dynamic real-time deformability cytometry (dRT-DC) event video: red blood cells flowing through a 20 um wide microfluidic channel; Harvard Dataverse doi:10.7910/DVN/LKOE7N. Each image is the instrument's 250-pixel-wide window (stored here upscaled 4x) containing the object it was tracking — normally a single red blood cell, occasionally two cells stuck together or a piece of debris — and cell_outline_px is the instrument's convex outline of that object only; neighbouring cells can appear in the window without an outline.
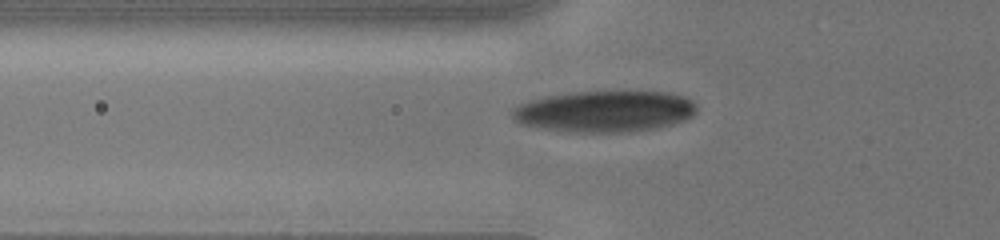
{"species": "human", "species_latin": "Homo sapiens", "temperature_condition": "cold", "stored_images_in_passage": 8, "camera_frame_rate_fps": 3000, "um_per_image_px": 0.085, "donor": {"sex": "male"}, "frame": {"image": 1, "passage_image": 3, "time_ms": 1.333, "image_size_px": [1000, 240], "cell_outline_px": [[696, 112], [692, 116], [684, 120], [672, 124], [656, 128], [632, 132], [560, 132], [520, 124], [512, 120], [508, 112], [516, 104], [528, 100], [548, 96], [572, 92], [668, 92], [684, 96], [692, 100], [696, 104]], "centroid_in_image_um": [51.32, 9.48], "position_along_channel_um": 74.5, "area_um2": 45.03}}
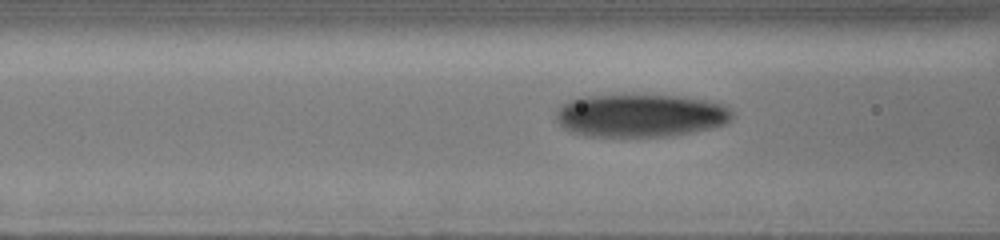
{"frame": {"image": 2, "passage_image": 5, "time_ms": 2.333, "image_size_px": [1000, 240], "cell_outline_px": [[736, 116], [732, 120], [724, 124], [696, 132], [672, 136], [588, 136], [568, 132], [556, 120], [556, 112], [564, 104], [580, 96], [676, 96], [704, 100], [724, 104], [732, 108], [736, 112]], "centroid_in_image_um": [54.51, 9.84], "position_along_channel_um": 112.1, "area_um2": 44.16}}
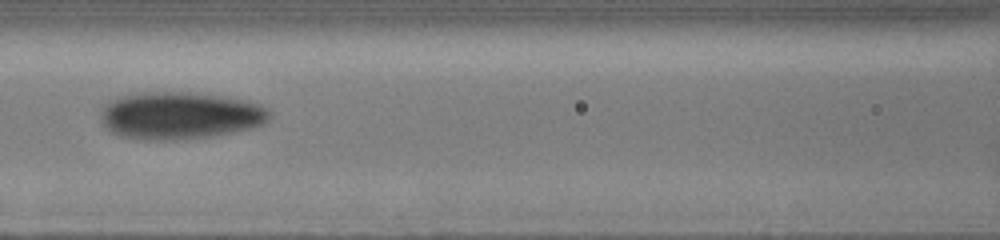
{"frame": {"image": 3, "passage_image": 7, "time_ms": 3.333, "image_size_px": [1000, 240], "cell_outline_px": [[272, 116], [268, 120], [260, 124], [248, 128], [232, 132], [208, 136], [172, 140], [140, 140], [116, 136], [100, 120], [100, 108], [108, 100], [120, 96], [144, 92], [188, 92], [220, 96], [248, 100], [260, 104], [268, 108]], "centroid_in_image_um": [15.23, 9.81], "position_along_channel_um": 151.4, "area_um2": 46.82}}